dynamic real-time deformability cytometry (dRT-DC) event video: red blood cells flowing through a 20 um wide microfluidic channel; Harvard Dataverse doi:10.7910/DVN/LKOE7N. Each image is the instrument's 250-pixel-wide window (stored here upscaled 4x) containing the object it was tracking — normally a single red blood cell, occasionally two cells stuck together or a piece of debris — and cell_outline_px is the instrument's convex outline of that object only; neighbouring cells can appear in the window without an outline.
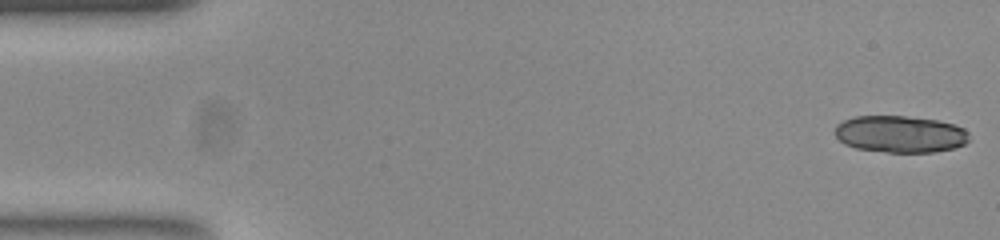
{"species": "common noctule bat (a hibernating species)", "species_latin": "Nyctalus noctula", "temperature_condition": "room temperature", "stored_images_in_passage": 54, "camera_frame_rate_fps": 3000, "um_per_image_px": 0.085, "animal": {"sex": "female", "body_mass_g": 23.0, "forearm_length_mm": 53.4}, "frame": {"image": 1, "passage_image": 1, "time_ms": 0.0, "image_size_px": [1000, 240], "cell_outline_px": [[968, 140], [964, 144], [956, 148], [932, 152], [888, 152], [856, 148], [844, 144], [836, 136], [836, 124], [844, 120], [856, 116], [904, 116], [936, 120], [956, 124], [964, 128], [968, 132]], "centroid_in_image_um": [76.53, 11.4], "position_along_channel_um": 8.5, "area_um2": 28.84}}
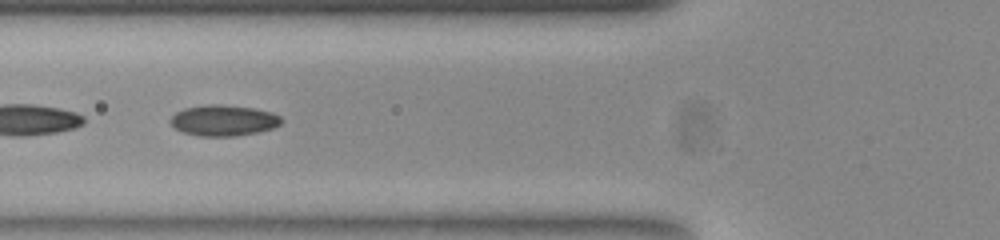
{"frame": {"image": 2, "passage_image": 20, "time_ms": 6.333, "image_size_px": [1000, 240], "cell_outline_px": [[284, 120], [280, 124], [272, 128], [256, 132], [236, 136], [200, 136], [184, 132], [176, 128], [168, 120], [176, 112], [184, 108], [208, 104], [220, 104], [252, 108], [272, 112], [280, 116]], "centroid_in_image_um": [19.0, 10.23], "position_along_channel_um": 106.8, "area_um2": 19.88}}
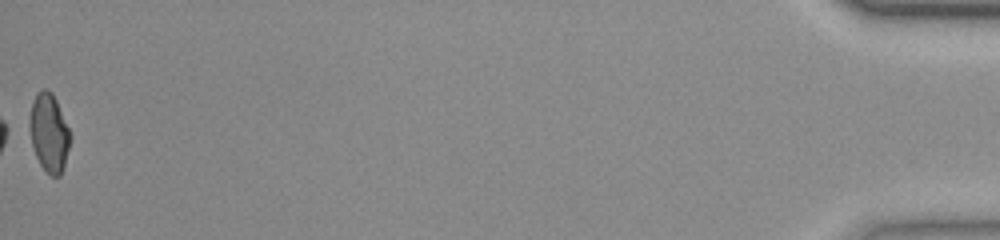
{"frame": {"image": 3, "passage_image": 54, "time_ms": 17.667, "image_size_px": [1000, 240], "cell_outline_px": [[72, 136], [64, 164], [60, 176], [52, 176], [40, 164], [36, 156], [32, 144], [28, 124], [32, 104], [36, 92], [44, 88], [52, 92], [56, 100]], "centroid_in_image_um": [4.16, 11.26], "position_along_channel_um": 431.0, "area_um2": 18.38}, "authors_computed_cell_mechanics": {"area_um2": 19.3341, "velocity_mm_per_s": 3.7772, "shape_relaxation_time_tau1_ms": null, "shape_relaxation_time_tau2_ms": 1.3556, "deformation_change_tau1": null, "deformation_change_tau2": 0.0648}}